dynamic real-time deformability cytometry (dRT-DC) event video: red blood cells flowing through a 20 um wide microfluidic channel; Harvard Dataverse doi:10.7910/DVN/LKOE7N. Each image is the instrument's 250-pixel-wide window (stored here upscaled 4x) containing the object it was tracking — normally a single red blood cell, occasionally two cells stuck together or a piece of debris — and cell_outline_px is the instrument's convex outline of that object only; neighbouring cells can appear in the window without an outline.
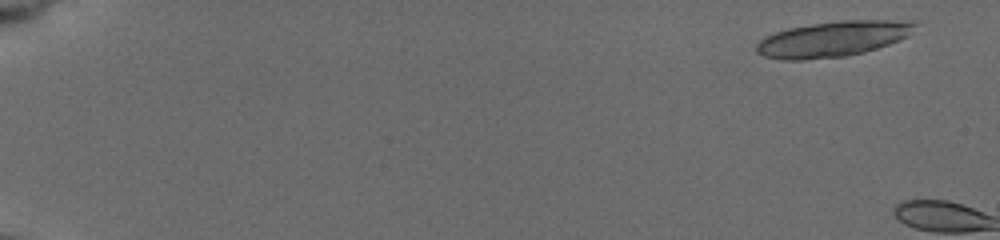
{"species": "common noctule bat (a hibernating species)", "species_latin": "Nyctalus noctula", "temperature_condition": "cold", "stored_images_in_passage": 4, "camera_frame_rate_fps": 3000, "um_per_image_px": 0.085, "animal": {"sex": "female", "body_mass_g": 19.5, "forearm_length_mm": 54.1}, "frame": {"image": 1, "passage_image": 2, "time_ms": 0.667, "image_size_px": [1000, 240], "cell_outline_px": [[916, 24], [908, 36], [888, 44], [864, 52], [844, 56], [804, 60], [780, 60], [764, 56], [756, 52], [756, 44], [764, 36], [788, 28], [812, 24], [840, 20], [916, 20]], "centroid_in_image_um": [70.77, 3.31], "position_along_channel_um": 14.2, "area_um2": 32.83}}